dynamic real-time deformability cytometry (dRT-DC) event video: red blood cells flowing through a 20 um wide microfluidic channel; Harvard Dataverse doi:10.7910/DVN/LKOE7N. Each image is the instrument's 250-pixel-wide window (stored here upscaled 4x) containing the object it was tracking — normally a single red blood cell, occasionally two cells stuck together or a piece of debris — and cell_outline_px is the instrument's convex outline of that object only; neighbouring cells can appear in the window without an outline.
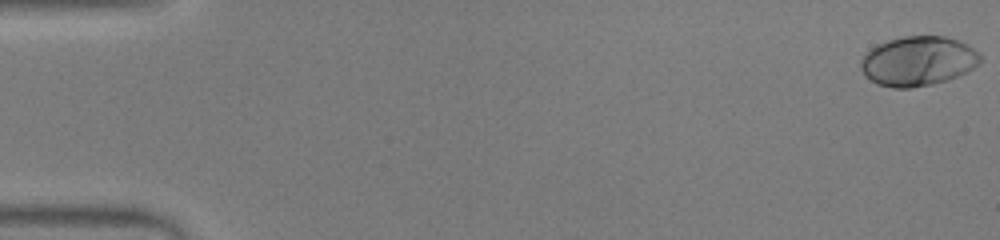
{"species": "human", "species_latin": "Homo sapiens", "temperature_condition": "warm", "stored_images_in_passage": 53, "camera_frame_rate_fps": 3000, "um_per_image_px": 0.085, "donor": {"sex": "male"}, "frame": {"image": 1, "passage_image": 1, "time_ms": 0.0, "image_size_px": [1000, 240], "cell_outline_px": [[980, 64], [968, 72], [948, 80], [932, 84], [912, 88], [892, 88], [876, 84], [864, 76], [860, 68], [860, 60], [872, 48], [888, 40], [904, 36], [944, 36], [968, 44], [980, 52]], "centroid_in_image_um": [78.05, 5.21], "position_along_channel_um": 7.0, "area_um2": 34.8}}
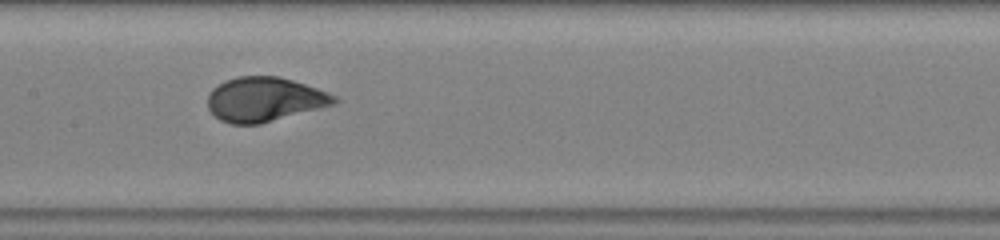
{"frame": {"image": 2, "passage_image": 27, "time_ms": 8.667, "image_size_px": [1000, 240], "cell_outline_px": [[340, 100], [336, 104], [260, 124], [232, 124], [220, 120], [208, 108], [208, 96], [212, 88], [224, 80], [240, 76], [280, 76], [328, 92], [336, 96]], "centroid_in_image_um": [22.49, 8.44], "position_along_channel_um": 184.9, "area_um2": 32.77}}
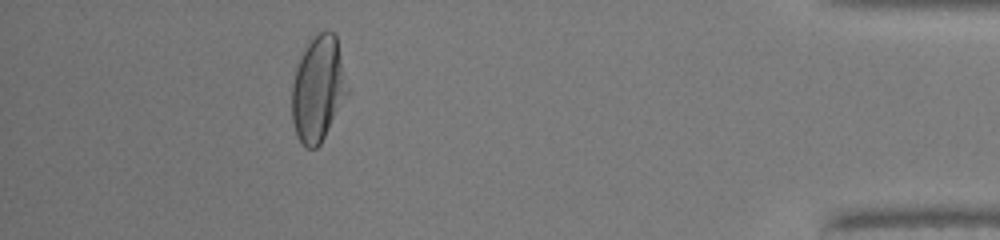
{"frame": {"image": 3, "passage_image": 48, "time_ms": 15.667, "image_size_px": [1000, 240], "cell_outline_px": [[352, 92], [320, 144], [316, 148], [308, 148], [296, 136], [292, 120], [292, 84], [296, 68], [300, 56], [304, 48], [320, 32], [332, 32], [336, 36]], "centroid_in_image_um": [27.1, 7.58], "position_along_channel_um": 408.1, "area_um2": 34.8}, "authors_computed_cell_mechanics": {"area_um2": 33.2928, "velocity_mm_per_s": 3.9379, "shape_relaxation_time_tau1_ms": 3.3973, "shape_relaxation_time_tau2_ms": null, "deformation_change_tau1": 0.1944, "deformation_change_tau2": null}}